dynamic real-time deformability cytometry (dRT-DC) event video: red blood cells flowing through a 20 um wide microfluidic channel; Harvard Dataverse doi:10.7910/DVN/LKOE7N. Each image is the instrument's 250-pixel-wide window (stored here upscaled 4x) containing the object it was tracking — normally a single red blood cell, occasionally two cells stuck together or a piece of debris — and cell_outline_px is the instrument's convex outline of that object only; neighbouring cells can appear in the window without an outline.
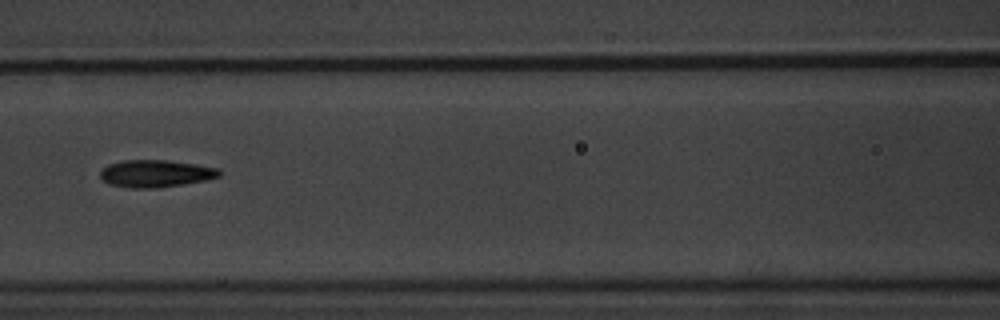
{"species": "common noctule bat (a hibernating species)", "species_latin": "Nyctalus noctula", "temperature_condition": "warm", "stored_images_in_passage": 7, "camera_frame_rate_fps": 3000, "um_per_image_px": 0.085, "animal": {"sex": "male", "body_mass_g": 20.1, "forearm_length_mm": 53.5}, "frame": {"image": 1, "passage_image": 7, "time_ms": 7.667, "image_size_px": [1000, 320], "cell_outline_px": [[220, 176], [204, 180], [160, 188], [132, 188], [108, 184], [100, 180], [100, 172], [108, 164], [124, 160], [168, 160], [196, 164], [220, 168]], "centroid_in_image_um": [13.21, 14.75], "position_along_channel_um": 153.4, "area_um2": 19.02}}